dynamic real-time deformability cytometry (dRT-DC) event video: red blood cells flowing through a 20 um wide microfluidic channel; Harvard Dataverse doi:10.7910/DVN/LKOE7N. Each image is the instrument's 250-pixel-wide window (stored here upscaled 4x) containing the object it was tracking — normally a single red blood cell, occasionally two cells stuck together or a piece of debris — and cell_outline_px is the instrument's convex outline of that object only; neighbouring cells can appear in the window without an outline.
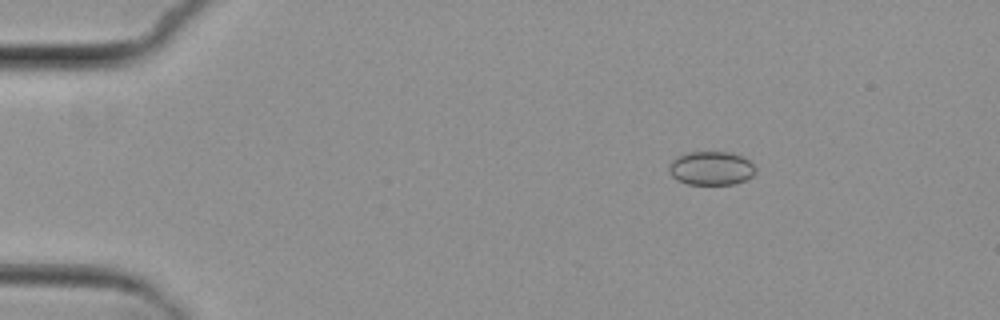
{"species": "common noctule bat (a hibernating species)", "species_latin": "Nyctalus noctula", "temperature_condition": "cold", "stored_images_in_passage": 8, "camera_frame_rate_fps": 3000, "um_per_image_px": 0.085, "animal": {"sex": "female", "body_mass_g": 29.2, "forearm_length_mm": 56.3}, "frame": {"image": 1, "passage_image": 2, "time_ms": 1.333, "image_size_px": [1000, 320], "cell_outline_px": [[756, 172], [752, 176], [744, 180], [732, 184], [688, 184], [676, 180], [668, 172], [668, 164], [676, 156], [688, 152], [728, 152], [740, 156], [748, 160], [756, 168]], "centroid_in_image_um": [60.4, 14.3], "position_along_channel_um": 24.6, "area_um2": 17.05}}
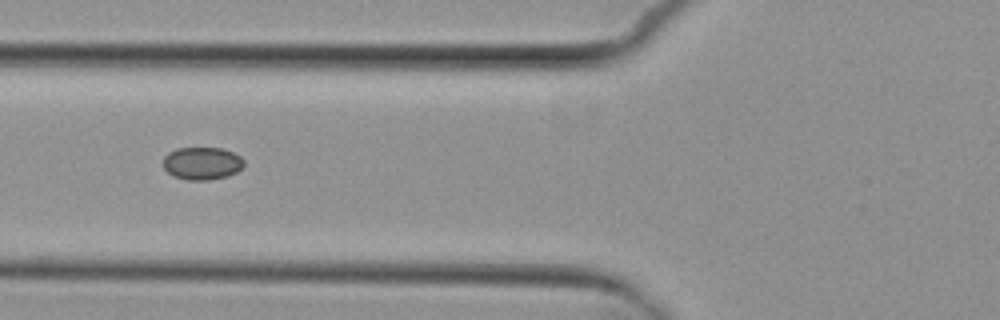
{"frame": {"image": 2, "passage_image": 5, "time_ms": 5.667, "image_size_px": [1000, 320], "cell_outline_px": [[244, 164], [236, 172], [228, 176], [208, 180], [188, 180], [172, 176], [164, 168], [164, 156], [168, 152], [176, 148], [220, 148], [232, 152], [240, 156], [244, 160]], "centroid_in_image_um": [17.16, 13.88], "position_along_channel_um": 108.6, "area_um2": 15.37}}
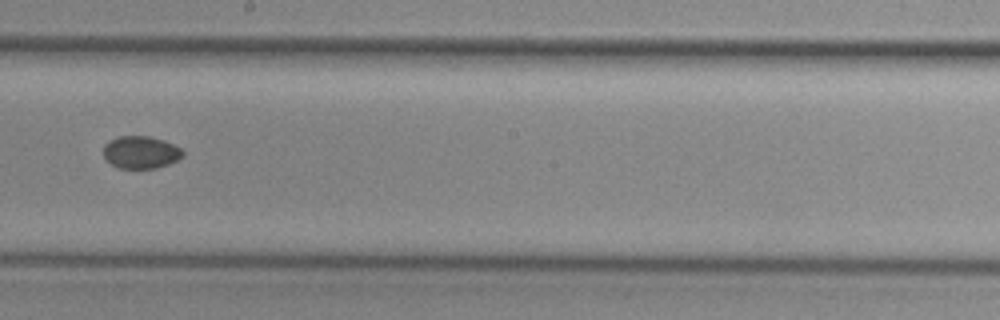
{"frame": {"image": 3, "passage_image": 8, "time_ms": 9.0, "image_size_px": [1000, 320], "cell_outline_px": [[184, 156], [168, 164], [156, 168], [116, 168], [104, 156], [104, 144], [108, 140], [120, 136], [148, 136], [164, 140], [180, 148], [184, 152]], "centroid_in_image_um": [11.96, 12.94], "position_along_channel_um": 236.2, "area_um2": 14.97}}